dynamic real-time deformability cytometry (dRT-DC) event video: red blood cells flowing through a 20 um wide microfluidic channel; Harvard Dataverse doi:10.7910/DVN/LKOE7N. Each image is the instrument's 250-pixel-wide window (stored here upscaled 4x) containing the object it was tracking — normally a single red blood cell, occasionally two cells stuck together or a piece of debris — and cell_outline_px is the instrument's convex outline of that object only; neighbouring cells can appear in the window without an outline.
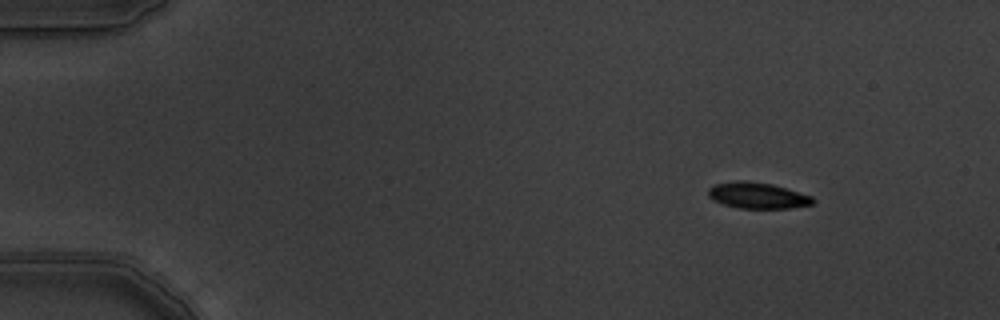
{"species": "common noctule bat (a hibernating species)", "species_latin": "Nyctalus noctula", "temperature_condition": "warm", "stored_images_in_passage": 5, "camera_frame_rate_fps": 3000, "um_per_image_px": 0.085, "animal": {"sex": "male", "body_mass_g": 19.5, "forearm_length_mm": 54.6}, "frame": {"image": 1, "passage_image": 2, "time_ms": 0.333, "image_size_px": [1000, 320], "cell_outline_px": [[816, 200], [812, 204], [792, 208], [740, 208], [724, 204], [712, 200], [708, 196], [708, 188], [712, 184], [736, 180], [744, 180], [772, 184], [812, 196]], "centroid_in_image_um": [64.36, 16.6], "position_along_channel_um": 20.6, "area_um2": 16.01}}
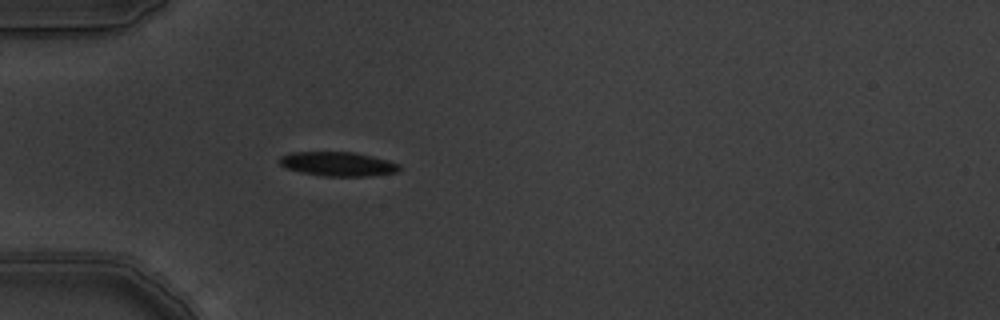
{"frame": {"image": 2, "passage_image": 5, "time_ms": 1.333, "image_size_px": [1000, 320], "cell_outline_px": [[400, 168], [396, 172], [372, 176], [320, 176], [300, 172], [284, 168], [280, 164], [280, 156], [292, 152], [352, 152], [372, 156], [388, 160], [400, 164]], "centroid_in_image_um": [28.7, 13.94], "position_along_channel_um": 56.3, "area_um2": 16.99}}